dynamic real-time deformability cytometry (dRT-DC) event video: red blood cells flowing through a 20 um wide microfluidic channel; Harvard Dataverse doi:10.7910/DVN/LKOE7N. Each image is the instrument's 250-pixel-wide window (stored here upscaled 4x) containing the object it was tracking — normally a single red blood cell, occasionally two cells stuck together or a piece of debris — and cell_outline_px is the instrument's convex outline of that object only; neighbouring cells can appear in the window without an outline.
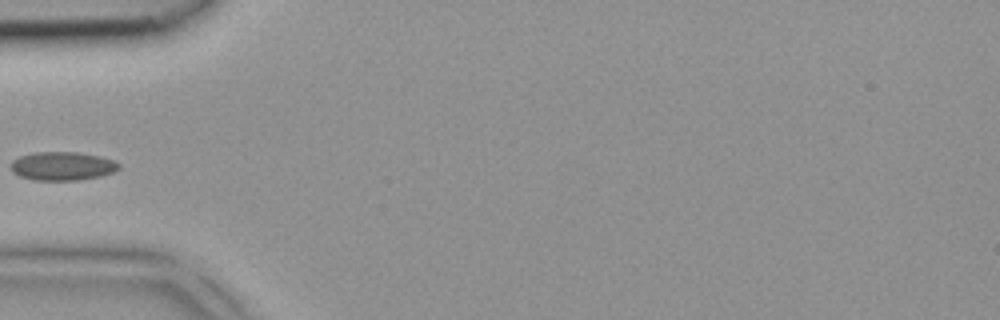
{"species": "common noctule bat (a hibernating species)", "species_latin": "Nyctalus noctula", "temperature_condition": "room temperature", "stored_images_in_passage": 5, "camera_frame_rate_fps": 3000, "um_per_image_px": 0.085, "animal": {"sex": "female", "body_mass_g": 18.4}, "frame": {"image": 1, "passage_image": 5, "time_ms": 1.333, "image_size_px": [1000, 320], "cell_outline_px": [[120, 168], [112, 172], [100, 176], [76, 180], [32, 180], [20, 176], [12, 172], [12, 160], [20, 156], [36, 152], [76, 152], [100, 156], [112, 160], [120, 164]], "centroid_in_image_um": [5.29, 14.11], "position_along_channel_um": 79.7, "area_um2": 17.86}}